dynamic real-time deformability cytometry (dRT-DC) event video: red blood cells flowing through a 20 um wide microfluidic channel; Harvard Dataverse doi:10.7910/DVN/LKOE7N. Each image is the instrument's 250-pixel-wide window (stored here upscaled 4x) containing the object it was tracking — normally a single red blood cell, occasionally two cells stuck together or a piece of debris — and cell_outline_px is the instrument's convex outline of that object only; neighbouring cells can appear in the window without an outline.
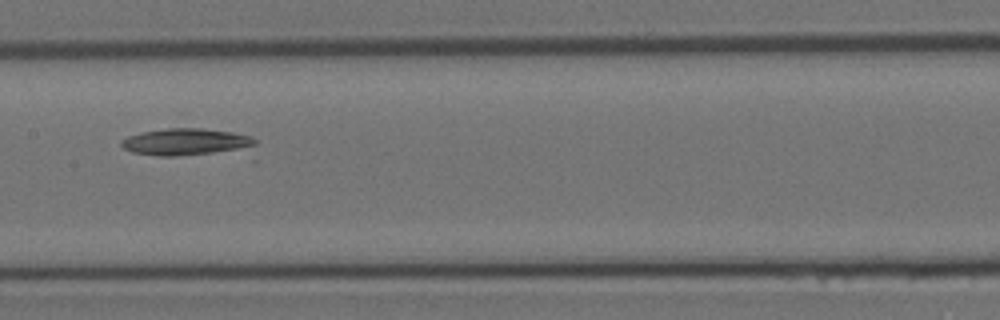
{"species": "Egyptian fruit bat (a non-hibernating species)", "species_latin": "Rousettus aegyptiacus", "temperature_condition": "room temperature", "stored_images_in_passage": 18, "camera_frame_rate_fps": 3000, "um_per_image_px": 0.085, "animal": {"sex": "female"}, "frame": {"image": 1, "passage_image": 13, "time_ms": 4.0, "image_size_px": [1000, 320], "cell_outline_px": [[256, 144], [248, 148], [180, 156], [156, 156], [132, 152], [124, 148], [120, 144], [120, 140], [128, 136], [144, 132], [168, 128], [204, 128], [232, 132], [252, 136], [256, 140]], "centroid_in_image_um": [15.78, 12.05], "position_along_channel_um": 191.6, "area_um2": 20.81}}
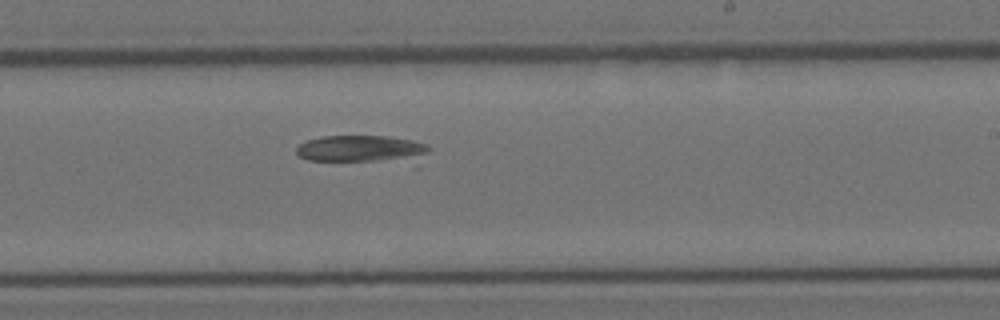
{"frame": {"image": 2, "passage_image": 16, "time_ms": 5.0, "image_size_px": [1000, 320], "cell_outline_px": [[432, 148], [420, 168], [416, 168], [308, 160], [300, 156], [296, 152], [296, 148], [300, 144], [308, 140], [320, 136], [388, 136], [412, 140], [428, 144]], "centroid_in_image_um": [31.1, 12.81], "position_along_channel_um": 257.9, "area_um2": 24.33}}
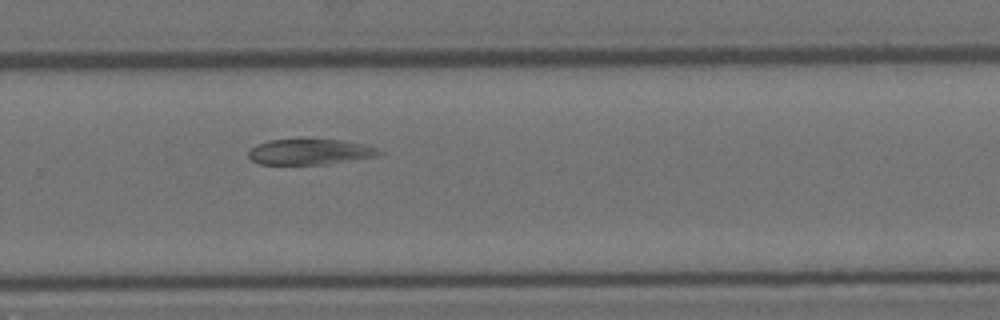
{"frame": {"image": 3, "passage_image": 18, "time_ms": 5.667, "image_size_px": [1000, 320], "cell_outline_px": [[384, 152], [364, 172], [260, 164], [252, 160], [248, 156], [248, 152], [252, 148], [268, 140], [344, 140], [364, 144], [376, 148]], "centroid_in_image_um": [26.88, 13.13], "position_along_channel_um": 302.9, "area_um2": 23.87}}